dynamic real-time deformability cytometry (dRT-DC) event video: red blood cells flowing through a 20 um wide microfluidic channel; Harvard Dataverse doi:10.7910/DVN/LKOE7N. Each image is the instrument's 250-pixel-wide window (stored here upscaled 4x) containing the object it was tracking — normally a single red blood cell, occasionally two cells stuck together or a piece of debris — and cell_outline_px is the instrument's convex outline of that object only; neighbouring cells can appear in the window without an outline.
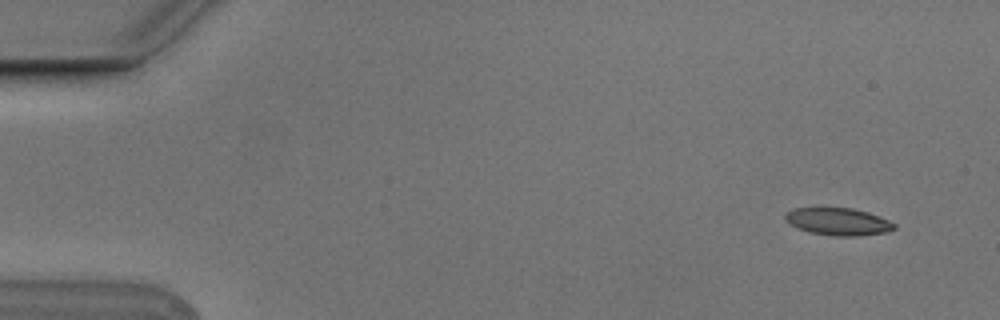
{"species": "Egyptian fruit bat (a non-hibernating species)", "species_latin": "Rousettus aegyptiacus", "temperature_condition": "cold", "stored_images_in_passage": 5, "camera_frame_rate_fps": 3000, "um_per_image_px": 0.085, "animal": {"sex": "male"}, "frame": {"image": 1, "passage_image": 1, "time_ms": 0.0, "image_size_px": [1000, 320], "cell_outline_px": [[896, 228], [884, 232], [856, 236], [836, 236], [812, 232], [796, 228], [784, 220], [784, 216], [792, 208], [852, 208], [868, 212], [888, 220], [896, 224]], "centroid_in_image_um": [71.22, 18.83], "position_along_channel_um": 13.8, "area_um2": 17.22}}